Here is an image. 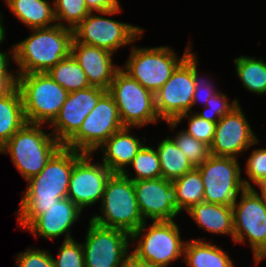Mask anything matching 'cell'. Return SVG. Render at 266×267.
<instances>
[{"label": "cell", "instance_id": "1", "mask_svg": "<svg viewBox=\"0 0 266 267\" xmlns=\"http://www.w3.org/2000/svg\"><path fill=\"white\" fill-rule=\"evenodd\" d=\"M83 154L62 145L43 170L27 180L28 186L17 210L20 228L26 229L57 201L67 197L73 166Z\"/></svg>", "mask_w": 266, "mask_h": 267}, {"label": "cell", "instance_id": "2", "mask_svg": "<svg viewBox=\"0 0 266 267\" xmlns=\"http://www.w3.org/2000/svg\"><path fill=\"white\" fill-rule=\"evenodd\" d=\"M31 30L29 37L13 45L17 74L46 73L70 55L73 29L56 24Z\"/></svg>", "mask_w": 266, "mask_h": 267}, {"label": "cell", "instance_id": "3", "mask_svg": "<svg viewBox=\"0 0 266 267\" xmlns=\"http://www.w3.org/2000/svg\"><path fill=\"white\" fill-rule=\"evenodd\" d=\"M42 124L26 123L1 148L9 154L15 167L29 180L38 175L62 144L51 133H45Z\"/></svg>", "mask_w": 266, "mask_h": 267}, {"label": "cell", "instance_id": "4", "mask_svg": "<svg viewBox=\"0 0 266 267\" xmlns=\"http://www.w3.org/2000/svg\"><path fill=\"white\" fill-rule=\"evenodd\" d=\"M102 216L90 220L101 226L132 234L145 221L138 208L133 181L123 173H112L106 182L101 200Z\"/></svg>", "mask_w": 266, "mask_h": 267}, {"label": "cell", "instance_id": "5", "mask_svg": "<svg viewBox=\"0 0 266 267\" xmlns=\"http://www.w3.org/2000/svg\"><path fill=\"white\" fill-rule=\"evenodd\" d=\"M25 119L28 123L49 124L66 101L67 92L46 73L17 74Z\"/></svg>", "mask_w": 266, "mask_h": 267}, {"label": "cell", "instance_id": "6", "mask_svg": "<svg viewBox=\"0 0 266 267\" xmlns=\"http://www.w3.org/2000/svg\"><path fill=\"white\" fill-rule=\"evenodd\" d=\"M147 222L131 234V241L138 242L131 253L138 260L151 267H167L184 256L186 241H182L179 227L174 220L153 221L152 225L146 228Z\"/></svg>", "mask_w": 266, "mask_h": 267}, {"label": "cell", "instance_id": "7", "mask_svg": "<svg viewBox=\"0 0 266 267\" xmlns=\"http://www.w3.org/2000/svg\"><path fill=\"white\" fill-rule=\"evenodd\" d=\"M184 55L176 56L167 46L141 48L133 46L129 59L121 68L144 88L155 93L171 77L175 69L192 53L190 44Z\"/></svg>", "mask_w": 266, "mask_h": 267}, {"label": "cell", "instance_id": "8", "mask_svg": "<svg viewBox=\"0 0 266 267\" xmlns=\"http://www.w3.org/2000/svg\"><path fill=\"white\" fill-rule=\"evenodd\" d=\"M107 92L114 99L124 127H143L159 122L155 94L144 88L121 68L115 73Z\"/></svg>", "mask_w": 266, "mask_h": 267}, {"label": "cell", "instance_id": "9", "mask_svg": "<svg viewBox=\"0 0 266 267\" xmlns=\"http://www.w3.org/2000/svg\"><path fill=\"white\" fill-rule=\"evenodd\" d=\"M204 184V202L232 206L251 182L241 178V166L237 158L210 155L197 166Z\"/></svg>", "mask_w": 266, "mask_h": 267}, {"label": "cell", "instance_id": "10", "mask_svg": "<svg viewBox=\"0 0 266 267\" xmlns=\"http://www.w3.org/2000/svg\"><path fill=\"white\" fill-rule=\"evenodd\" d=\"M121 9L90 12L74 29L73 38L80 43L103 48L112 53L121 46L142 37L143 29L128 23L119 22L113 19L102 17V15L112 16Z\"/></svg>", "mask_w": 266, "mask_h": 267}, {"label": "cell", "instance_id": "11", "mask_svg": "<svg viewBox=\"0 0 266 267\" xmlns=\"http://www.w3.org/2000/svg\"><path fill=\"white\" fill-rule=\"evenodd\" d=\"M124 128L118 107L106 92L98 101L79 131L64 145L81 153H93L114 133Z\"/></svg>", "mask_w": 266, "mask_h": 267}, {"label": "cell", "instance_id": "12", "mask_svg": "<svg viewBox=\"0 0 266 267\" xmlns=\"http://www.w3.org/2000/svg\"><path fill=\"white\" fill-rule=\"evenodd\" d=\"M233 203L234 242L248 239L258 259L266 251V200L253 187L245 188ZM247 236V237H246Z\"/></svg>", "mask_w": 266, "mask_h": 267}, {"label": "cell", "instance_id": "13", "mask_svg": "<svg viewBox=\"0 0 266 267\" xmlns=\"http://www.w3.org/2000/svg\"><path fill=\"white\" fill-rule=\"evenodd\" d=\"M82 243L85 267H121L130 255L131 235L125 231L101 226L92 220Z\"/></svg>", "mask_w": 266, "mask_h": 267}, {"label": "cell", "instance_id": "14", "mask_svg": "<svg viewBox=\"0 0 266 267\" xmlns=\"http://www.w3.org/2000/svg\"><path fill=\"white\" fill-rule=\"evenodd\" d=\"M193 53L172 73L155 94V106L163 121H175L180 115L191 112L194 94Z\"/></svg>", "mask_w": 266, "mask_h": 267}, {"label": "cell", "instance_id": "15", "mask_svg": "<svg viewBox=\"0 0 266 267\" xmlns=\"http://www.w3.org/2000/svg\"><path fill=\"white\" fill-rule=\"evenodd\" d=\"M238 104L217 123L213 141L209 147L210 155L234 157L258 143L257 136Z\"/></svg>", "mask_w": 266, "mask_h": 267}, {"label": "cell", "instance_id": "16", "mask_svg": "<svg viewBox=\"0 0 266 267\" xmlns=\"http://www.w3.org/2000/svg\"><path fill=\"white\" fill-rule=\"evenodd\" d=\"M84 153L74 164L67 197L81 210L102 200L105 185L112 172L104 165L91 161Z\"/></svg>", "mask_w": 266, "mask_h": 267}, {"label": "cell", "instance_id": "17", "mask_svg": "<svg viewBox=\"0 0 266 267\" xmlns=\"http://www.w3.org/2000/svg\"><path fill=\"white\" fill-rule=\"evenodd\" d=\"M139 211L144 221H171L178 215V199L172 181L164 178L133 181Z\"/></svg>", "mask_w": 266, "mask_h": 267}, {"label": "cell", "instance_id": "18", "mask_svg": "<svg viewBox=\"0 0 266 267\" xmlns=\"http://www.w3.org/2000/svg\"><path fill=\"white\" fill-rule=\"evenodd\" d=\"M106 92L107 90L103 88L90 86L68 93L58 115L49 124L50 127L54 126V129H51L52 134L62 145H65L79 131L87 115L92 112Z\"/></svg>", "mask_w": 266, "mask_h": 267}, {"label": "cell", "instance_id": "19", "mask_svg": "<svg viewBox=\"0 0 266 267\" xmlns=\"http://www.w3.org/2000/svg\"><path fill=\"white\" fill-rule=\"evenodd\" d=\"M70 54L84 70L90 86L108 90L115 73L120 69L112 63V52L77 42L73 38Z\"/></svg>", "mask_w": 266, "mask_h": 267}, {"label": "cell", "instance_id": "20", "mask_svg": "<svg viewBox=\"0 0 266 267\" xmlns=\"http://www.w3.org/2000/svg\"><path fill=\"white\" fill-rule=\"evenodd\" d=\"M83 212L68 197L61 198L46 212L38 216L25 230L45 239H55L65 234L64 240L73 239L70 228Z\"/></svg>", "mask_w": 266, "mask_h": 267}, {"label": "cell", "instance_id": "21", "mask_svg": "<svg viewBox=\"0 0 266 267\" xmlns=\"http://www.w3.org/2000/svg\"><path fill=\"white\" fill-rule=\"evenodd\" d=\"M131 127H124L114 133L99 148L103 154V164L112 173H123L143 146L140 138L129 134Z\"/></svg>", "mask_w": 266, "mask_h": 267}, {"label": "cell", "instance_id": "22", "mask_svg": "<svg viewBox=\"0 0 266 267\" xmlns=\"http://www.w3.org/2000/svg\"><path fill=\"white\" fill-rule=\"evenodd\" d=\"M186 212L196 221L197 226L209 233L231 235L234 242L232 206L201 202Z\"/></svg>", "mask_w": 266, "mask_h": 267}, {"label": "cell", "instance_id": "23", "mask_svg": "<svg viewBox=\"0 0 266 267\" xmlns=\"http://www.w3.org/2000/svg\"><path fill=\"white\" fill-rule=\"evenodd\" d=\"M5 1L13 14L30 29L47 28L57 24L54 23L56 22L54 6L49 5L47 0Z\"/></svg>", "mask_w": 266, "mask_h": 267}, {"label": "cell", "instance_id": "24", "mask_svg": "<svg viewBox=\"0 0 266 267\" xmlns=\"http://www.w3.org/2000/svg\"><path fill=\"white\" fill-rule=\"evenodd\" d=\"M183 257L189 267H234L233 260L221 247L200 237L186 241Z\"/></svg>", "mask_w": 266, "mask_h": 267}, {"label": "cell", "instance_id": "25", "mask_svg": "<svg viewBox=\"0 0 266 267\" xmlns=\"http://www.w3.org/2000/svg\"><path fill=\"white\" fill-rule=\"evenodd\" d=\"M27 123L17 86L0 97V148Z\"/></svg>", "mask_w": 266, "mask_h": 267}, {"label": "cell", "instance_id": "26", "mask_svg": "<svg viewBox=\"0 0 266 267\" xmlns=\"http://www.w3.org/2000/svg\"><path fill=\"white\" fill-rule=\"evenodd\" d=\"M169 137L158 143L156 152L160 161L162 178L173 181L191 171L194 166L175 145L174 140Z\"/></svg>", "mask_w": 266, "mask_h": 267}, {"label": "cell", "instance_id": "27", "mask_svg": "<svg viewBox=\"0 0 266 267\" xmlns=\"http://www.w3.org/2000/svg\"><path fill=\"white\" fill-rule=\"evenodd\" d=\"M177 192L178 212L188 211L193 205L204 202V184L197 167L172 181Z\"/></svg>", "mask_w": 266, "mask_h": 267}, {"label": "cell", "instance_id": "28", "mask_svg": "<svg viewBox=\"0 0 266 267\" xmlns=\"http://www.w3.org/2000/svg\"><path fill=\"white\" fill-rule=\"evenodd\" d=\"M238 78L243 86L255 93H266V62L255 57L240 56L234 58Z\"/></svg>", "mask_w": 266, "mask_h": 267}, {"label": "cell", "instance_id": "29", "mask_svg": "<svg viewBox=\"0 0 266 267\" xmlns=\"http://www.w3.org/2000/svg\"><path fill=\"white\" fill-rule=\"evenodd\" d=\"M47 73L69 93L90 87L84 70L71 54L58 62Z\"/></svg>", "mask_w": 266, "mask_h": 267}, {"label": "cell", "instance_id": "30", "mask_svg": "<svg viewBox=\"0 0 266 267\" xmlns=\"http://www.w3.org/2000/svg\"><path fill=\"white\" fill-rule=\"evenodd\" d=\"M135 171L132 177L125 170L123 174L132 181L161 178V166L158 154L153 147L143 145L129 165Z\"/></svg>", "mask_w": 266, "mask_h": 267}, {"label": "cell", "instance_id": "31", "mask_svg": "<svg viewBox=\"0 0 266 267\" xmlns=\"http://www.w3.org/2000/svg\"><path fill=\"white\" fill-rule=\"evenodd\" d=\"M53 6L57 24L70 29H74L90 13L85 0H54Z\"/></svg>", "mask_w": 266, "mask_h": 267}, {"label": "cell", "instance_id": "32", "mask_svg": "<svg viewBox=\"0 0 266 267\" xmlns=\"http://www.w3.org/2000/svg\"><path fill=\"white\" fill-rule=\"evenodd\" d=\"M183 118H187L189 122L188 128L184 131L187 134L193 136L198 141H201L210 147L213 141L216 123L207 121L202 117H199L196 112L191 113V115L190 112H187L180 115L175 121H167V123L170 128L172 127L174 129Z\"/></svg>", "mask_w": 266, "mask_h": 267}, {"label": "cell", "instance_id": "33", "mask_svg": "<svg viewBox=\"0 0 266 267\" xmlns=\"http://www.w3.org/2000/svg\"><path fill=\"white\" fill-rule=\"evenodd\" d=\"M173 140L194 167L201 165L210 156L209 146L187 134L184 130H180Z\"/></svg>", "mask_w": 266, "mask_h": 267}, {"label": "cell", "instance_id": "34", "mask_svg": "<svg viewBox=\"0 0 266 267\" xmlns=\"http://www.w3.org/2000/svg\"><path fill=\"white\" fill-rule=\"evenodd\" d=\"M54 267H85L83 246L74 239L64 240L57 259L52 256Z\"/></svg>", "mask_w": 266, "mask_h": 267}, {"label": "cell", "instance_id": "35", "mask_svg": "<svg viewBox=\"0 0 266 267\" xmlns=\"http://www.w3.org/2000/svg\"><path fill=\"white\" fill-rule=\"evenodd\" d=\"M238 104L237 100H233L230 103L226 95L217 92L206 102L205 109L196 114L207 121L217 123L225 114H228Z\"/></svg>", "mask_w": 266, "mask_h": 267}, {"label": "cell", "instance_id": "36", "mask_svg": "<svg viewBox=\"0 0 266 267\" xmlns=\"http://www.w3.org/2000/svg\"><path fill=\"white\" fill-rule=\"evenodd\" d=\"M16 267H54L52 255L40 249H27L17 255Z\"/></svg>", "mask_w": 266, "mask_h": 267}, {"label": "cell", "instance_id": "37", "mask_svg": "<svg viewBox=\"0 0 266 267\" xmlns=\"http://www.w3.org/2000/svg\"><path fill=\"white\" fill-rule=\"evenodd\" d=\"M196 54L193 53V74H194V94H193V99H192V107L197 102L203 101L204 107L206 106V102L209 100L211 96L216 94L218 91L214 89L215 87L213 86V83L208 82L210 80H206L203 77L200 78L198 75V67H197V57L195 56Z\"/></svg>", "mask_w": 266, "mask_h": 267}, {"label": "cell", "instance_id": "38", "mask_svg": "<svg viewBox=\"0 0 266 267\" xmlns=\"http://www.w3.org/2000/svg\"><path fill=\"white\" fill-rule=\"evenodd\" d=\"M247 161L246 175L253 183L266 176V148L253 150Z\"/></svg>", "mask_w": 266, "mask_h": 267}, {"label": "cell", "instance_id": "39", "mask_svg": "<svg viewBox=\"0 0 266 267\" xmlns=\"http://www.w3.org/2000/svg\"><path fill=\"white\" fill-rule=\"evenodd\" d=\"M90 12L121 9L119 0H85Z\"/></svg>", "mask_w": 266, "mask_h": 267}, {"label": "cell", "instance_id": "40", "mask_svg": "<svg viewBox=\"0 0 266 267\" xmlns=\"http://www.w3.org/2000/svg\"><path fill=\"white\" fill-rule=\"evenodd\" d=\"M3 41L4 39L0 41V44ZM11 50L12 51H10V53L0 51V79H18L17 74L13 73L12 71L9 72L8 70L10 54L12 56V60L14 59V47H12Z\"/></svg>", "mask_w": 266, "mask_h": 267}, {"label": "cell", "instance_id": "41", "mask_svg": "<svg viewBox=\"0 0 266 267\" xmlns=\"http://www.w3.org/2000/svg\"><path fill=\"white\" fill-rule=\"evenodd\" d=\"M121 267H151L146 262L138 260L132 253L123 261Z\"/></svg>", "mask_w": 266, "mask_h": 267}, {"label": "cell", "instance_id": "42", "mask_svg": "<svg viewBox=\"0 0 266 267\" xmlns=\"http://www.w3.org/2000/svg\"><path fill=\"white\" fill-rule=\"evenodd\" d=\"M17 86V79H0V97L8 93Z\"/></svg>", "mask_w": 266, "mask_h": 267}, {"label": "cell", "instance_id": "43", "mask_svg": "<svg viewBox=\"0 0 266 267\" xmlns=\"http://www.w3.org/2000/svg\"><path fill=\"white\" fill-rule=\"evenodd\" d=\"M254 184L260 188L261 194L259 196L266 200V176L260 178Z\"/></svg>", "mask_w": 266, "mask_h": 267}, {"label": "cell", "instance_id": "44", "mask_svg": "<svg viewBox=\"0 0 266 267\" xmlns=\"http://www.w3.org/2000/svg\"><path fill=\"white\" fill-rule=\"evenodd\" d=\"M2 13H0V41L5 39V28L3 27Z\"/></svg>", "mask_w": 266, "mask_h": 267}, {"label": "cell", "instance_id": "45", "mask_svg": "<svg viewBox=\"0 0 266 267\" xmlns=\"http://www.w3.org/2000/svg\"><path fill=\"white\" fill-rule=\"evenodd\" d=\"M264 258H266V251L258 258V259H254L255 263H259L261 260H263Z\"/></svg>", "mask_w": 266, "mask_h": 267}]
</instances>
